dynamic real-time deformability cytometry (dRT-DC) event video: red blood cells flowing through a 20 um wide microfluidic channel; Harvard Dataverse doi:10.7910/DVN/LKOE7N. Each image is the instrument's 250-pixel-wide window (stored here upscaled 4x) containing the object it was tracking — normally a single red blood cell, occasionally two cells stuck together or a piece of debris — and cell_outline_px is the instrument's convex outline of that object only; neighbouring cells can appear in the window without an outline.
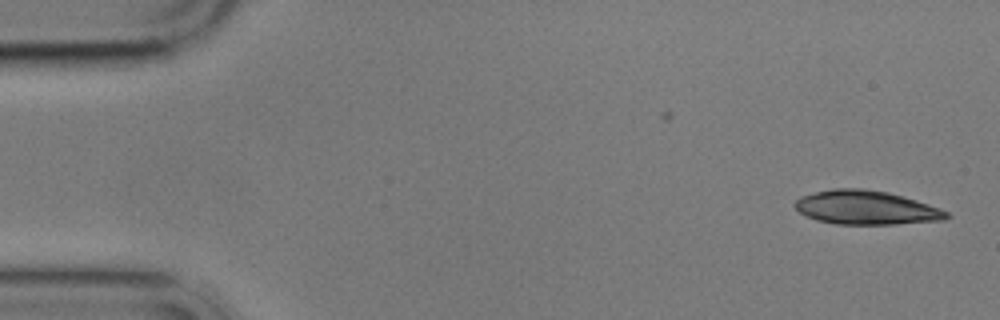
{"species": "common noctule bat (a hibernating species)", "species_latin": "Nyctalus noctula", "temperature_condition": "cold", "stored_images_in_passage": 6, "segment_of_instrument_passage": [2, 2], "camera_frame_rate_fps": 3000, "um_per_image_px": 0.085, "animal": {"sex": "male", "body_mass_g": 17.9}, "frame": {"image": 1, "passage_image": 6, "time_ms": 6.667, "image_size_px": [1000, 320], "cell_outline_px": [[952, 216], [944, 220], [896, 224], [836, 224], [816, 220], [800, 212], [792, 204], [800, 196], [832, 188], [864, 188], [888, 192], [916, 200], [940, 208], [948, 212]], "centroid_in_image_um": [73.63, 17.64], "position_along_channel_um": 11.4, "area_um2": 30.06}}